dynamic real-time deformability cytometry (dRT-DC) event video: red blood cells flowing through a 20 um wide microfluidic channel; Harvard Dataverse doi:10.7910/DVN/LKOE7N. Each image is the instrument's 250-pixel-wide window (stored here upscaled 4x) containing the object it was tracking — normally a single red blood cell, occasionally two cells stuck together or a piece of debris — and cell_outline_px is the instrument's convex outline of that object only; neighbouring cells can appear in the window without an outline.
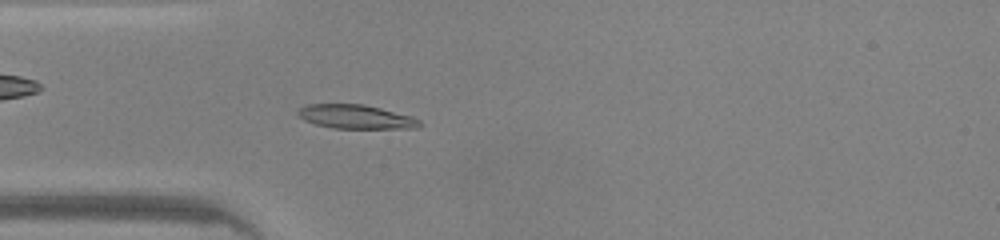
{"species": "common noctule bat (a hibernating species)", "species_latin": "Nyctalus noctula", "temperature_condition": "warm", "stored_images_in_passage": 46, "camera_frame_rate_fps": 3000, "um_per_image_px": 0.085, "animal": {"sex": "male", "body_mass_g": 20.0, "forearm_length_mm": 53.3}, "frame": {"image": 1, "passage_image": 12, "time_ms": 3.667, "image_size_px": [1000, 240], "cell_outline_px": [[420, 124], [416, 128], [332, 128], [316, 124], [304, 120], [296, 116], [296, 112], [300, 108], [308, 104], [364, 104], [412, 116], [420, 120]], "centroid_in_image_um": [30.2, 9.92], "position_along_channel_um": 54.8, "area_um2": 16.94}}
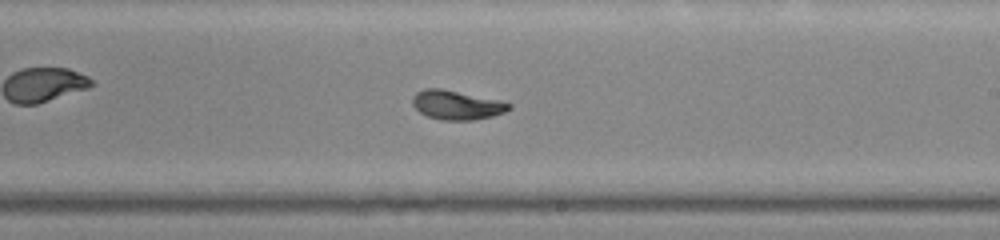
{"frame": {"image": 2, "passage_image": 26, "time_ms": 8.333, "image_size_px": [1000, 240], "cell_outline_px": [[512, 108], [504, 112], [492, 116], [472, 120], [440, 120], [428, 116], [420, 112], [412, 104], [412, 96], [416, 92], [424, 88], [440, 88], [496, 100], [512, 104]], "centroid_in_image_um": [38.77, 8.93], "position_along_channel_um": 250.2, "area_um2": 16.18}}
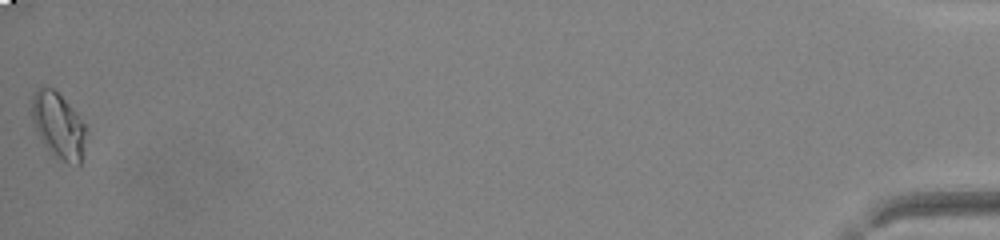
{"frame": {"image": 3, "passage_image": 46, "time_ms": 15.0, "image_size_px": [1000, 240], "cell_outline_px": [[84, 132], [80, 168], [76, 168], [68, 164], [44, 148], [32, 120], [32, 96], [36, 88], [52, 88], [68, 104], [84, 124]], "centroid_in_image_um": [4.92, 10.72], "position_along_channel_um": 430.3, "area_um2": 20.35}, "authors_computed_cell_mechanics": {"area_um2": 16.473, "velocity_mm_per_s": 4.2513, "shape_relaxation_time_tau1_ms": 3.109, "shape_relaxation_time_tau2_ms": 1.3897, "deformation_change_tau1": 0.1559, "deformation_change_tau2": 0.0501}}